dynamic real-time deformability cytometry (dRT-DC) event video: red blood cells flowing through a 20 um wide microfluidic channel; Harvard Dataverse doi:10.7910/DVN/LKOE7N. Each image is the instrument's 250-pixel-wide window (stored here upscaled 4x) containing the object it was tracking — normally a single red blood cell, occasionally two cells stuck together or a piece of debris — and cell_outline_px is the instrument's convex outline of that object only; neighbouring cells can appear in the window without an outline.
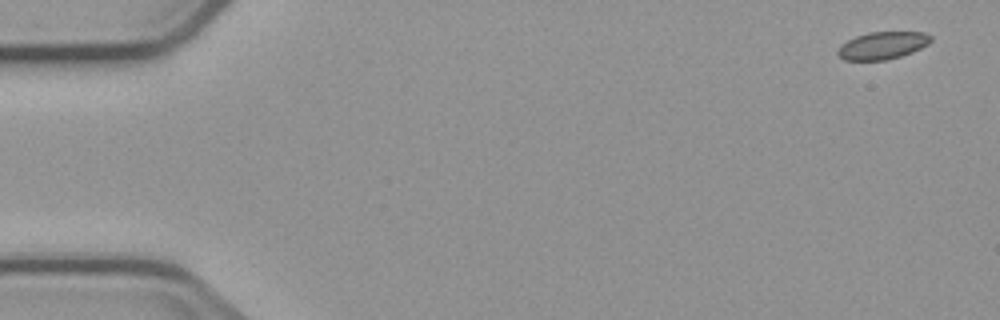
{"species": "common noctule bat (a hibernating species)", "species_latin": "Nyctalus noctula", "temperature_condition": "cold", "stored_images_in_passage": 3, "camera_frame_rate_fps": 3000, "um_per_image_px": 0.085, "animal": {"sex": "male", "body_mass_g": 23.1, "forearm_length_mm": 52.7}, "frame": {"image": 1, "passage_image": 3, "time_ms": 6.333, "image_size_px": [1000, 320], "cell_outline_px": [[932, 40], [928, 44], [912, 52], [900, 56], [884, 60], [844, 60], [836, 52], [840, 44], [856, 36], [868, 32], [924, 32], [932, 36]], "centroid_in_image_um": [75.0, 3.86], "position_along_channel_um": 10.0, "area_um2": 14.85}}